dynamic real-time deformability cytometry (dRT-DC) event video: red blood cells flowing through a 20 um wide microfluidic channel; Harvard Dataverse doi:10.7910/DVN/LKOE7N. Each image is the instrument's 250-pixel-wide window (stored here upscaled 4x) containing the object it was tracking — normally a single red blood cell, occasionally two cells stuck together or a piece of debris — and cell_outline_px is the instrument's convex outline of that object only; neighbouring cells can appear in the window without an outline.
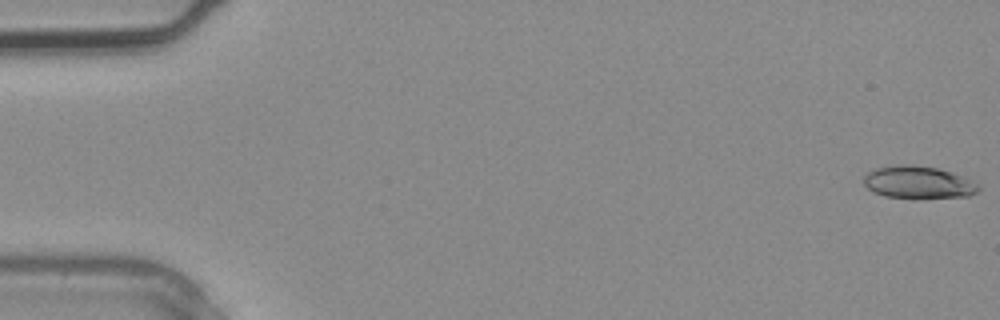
{"species": "common noctule bat (a hibernating species)", "species_latin": "Nyctalus noctula", "temperature_condition": "warm", "stored_images_in_passage": 4, "camera_frame_rate_fps": 3000, "um_per_image_px": 0.085, "animal": {"sex": "male", "body_mass_g": 20.4}, "frame": {"image": 1, "passage_image": 1, "time_ms": 0.0, "image_size_px": [1000, 320], "cell_outline_px": [[980, 188], [976, 192], [968, 196], [920, 200], [884, 196], [872, 192], [864, 184], [864, 176], [868, 172], [876, 168], [896, 164], [908, 164], [936, 168], [952, 172], [972, 180], [980, 184]], "centroid_in_image_um": [78.06, 15.53], "position_along_channel_um": 6.9, "area_um2": 22.31}}
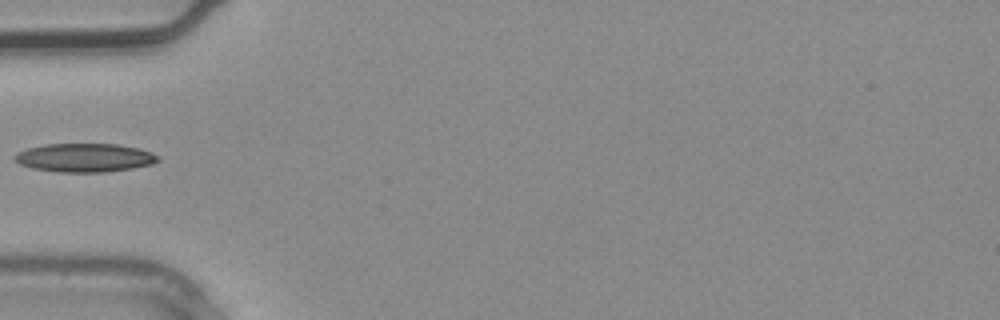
{"frame": {"image": 2, "passage_image": 4, "time_ms": 1.0, "image_size_px": [1000, 320], "cell_outline_px": [[160, 160], [152, 164], [132, 168], [104, 172], [56, 172], [32, 168], [20, 164], [12, 156], [28, 148], [44, 144], [116, 144], [140, 148], [152, 152], [160, 156]], "centroid_in_image_um": [7.23, 13.4], "position_along_channel_um": 77.8, "area_um2": 23.93}}